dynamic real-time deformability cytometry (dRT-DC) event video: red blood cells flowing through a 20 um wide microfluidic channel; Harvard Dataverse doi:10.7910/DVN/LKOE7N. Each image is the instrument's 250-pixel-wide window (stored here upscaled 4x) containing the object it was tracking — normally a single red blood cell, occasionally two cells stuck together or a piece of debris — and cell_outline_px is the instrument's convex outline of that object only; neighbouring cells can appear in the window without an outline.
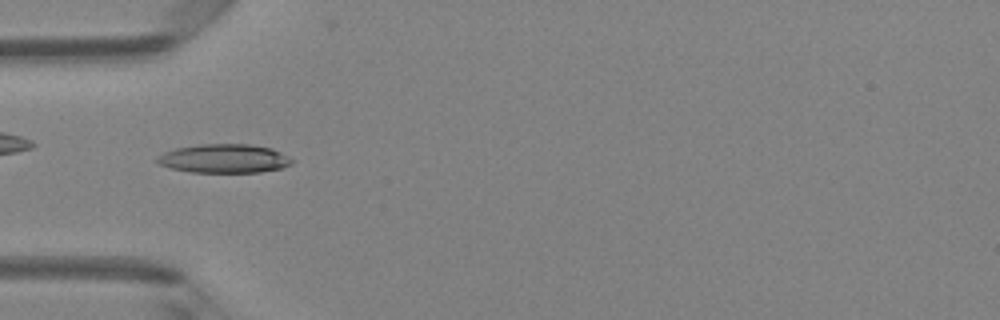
{"species": "Egyptian fruit bat (a non-hibernating species)", "species_latin": "Rousettus aegyptiacus", "temperature_condition": "room temperature", "stored_images_in_passage": 48, "camera_frame_rate_fps": 3000, "um_per_image_px": 0.085, "animal": {"sex": "female"}, "frame": {"image": 1, "passage_image": 15, "time_ms": 4.667, "image_size_px": [1000, 320], "cell_outline_px": [[292, 164], [284, 168], [260, 172], [192, 172], [172, 168], [160, 164], [156, 160], [156, 156], [164, 152], [176, 148], [200, 144], [248, 144], [272, 148], [280, 152], [292, 160]], "centroid_in_image_um": [19.06, 13.47], "position_along_channel_um": 65.9, "area_um2": 22.54}}
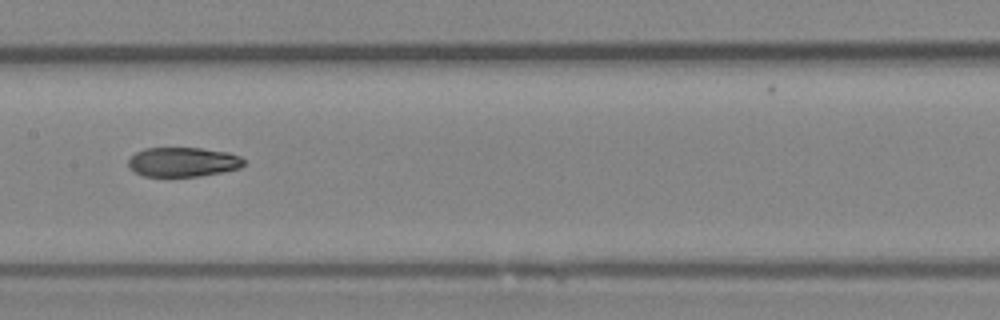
{"frame": {"image": 2, "passage_image": 24, "time_ms": 7.667, "image_size_px": [1000, 320], "cell_outline_px": [[244, 164], [240, 168], [200, 176], [144, 176], [128, 168], [128, 160], [136, 152], [144, 148], [200, 148], [228, 152], [240, 156], [244, 160]], "centroid_in_image_um": [15.54, 13.76], "position_along_channel_um": 191.9, "area_um2": 19.77}}
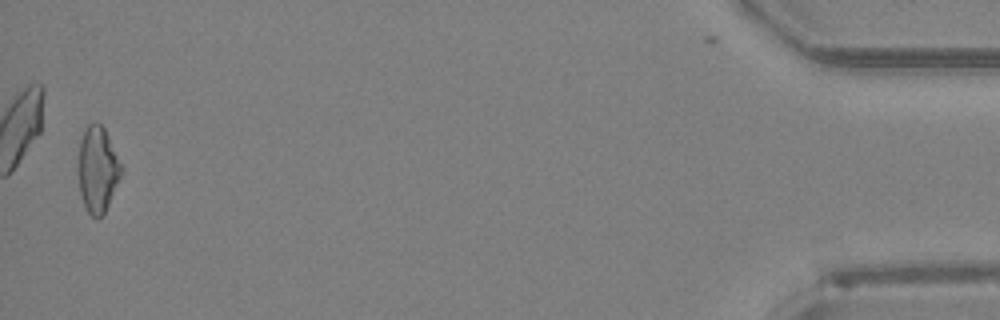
{"frame": {"image": 3, "passage_image": 47, "time_ms": 15.333, "image_size_px": [1000, 320], "cell_outline_px": [[120, 176], [108, 204], [104, 212], [100, 216], [92, 216], [88, 212], [80, 196], [76, 172], [80, 140], [84, 128], [88, 124], [100, 124], [104, 128], [120, 164]], "centroid_in_image_um": [8.22, 14.39], "position_along_channel_um": 427.0, "area_um2": 21.15}, "authors_computed_cell_mechanics": {"area_um2": 21.5016, "velocity_mm_per_s": 4.2271, "shape_relaxation_time_tau1_ms": null, "shape_relaxation_time_tau2_ms": 4.1987, "deformation_change_tau1": null, "deformation_change_tau2": 0.1071}}